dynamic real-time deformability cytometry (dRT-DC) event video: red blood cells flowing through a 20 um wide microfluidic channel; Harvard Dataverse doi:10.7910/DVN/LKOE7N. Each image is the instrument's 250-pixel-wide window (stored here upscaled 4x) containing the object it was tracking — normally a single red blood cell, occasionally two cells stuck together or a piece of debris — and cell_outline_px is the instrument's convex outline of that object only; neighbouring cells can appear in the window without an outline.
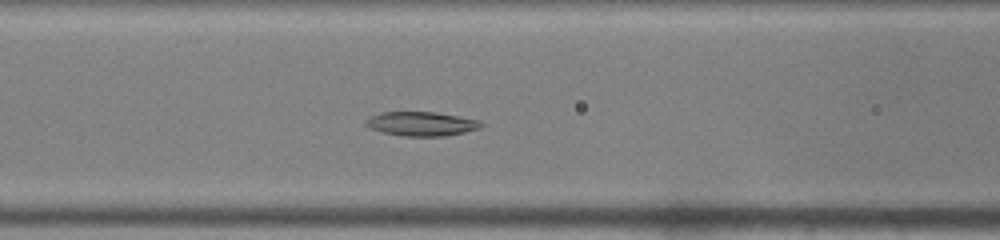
{"species": "common noctule bat (a hibernating species)", "species_latin": "Nyctalus noctula", "temperature_condition": "warm", "stored_images_in_passage": 40, "camera_frame_rate_fps": 3000, "um_per_image_px": 0.085, "animal": {"sex": "male", "body_mass_g": 19.0, "forearm_length_mm": 50.8}, "frame": {"image": 1, "passage_image": 15, "time_ms": 4.667, "image_size_px": [1000, 240], "cell_outline_px": [[484, 124], [480, 128], [464, 132], [444, 136], [404, 136], [384, 132], [368, 128], [364, 124], [364, 120], [380, 112], [432, 112], [480, 120]], "centroid_in_image_um": [35.79, 10.52], "position_along_channel_um": 130.8, "area_um2": 16.13}}
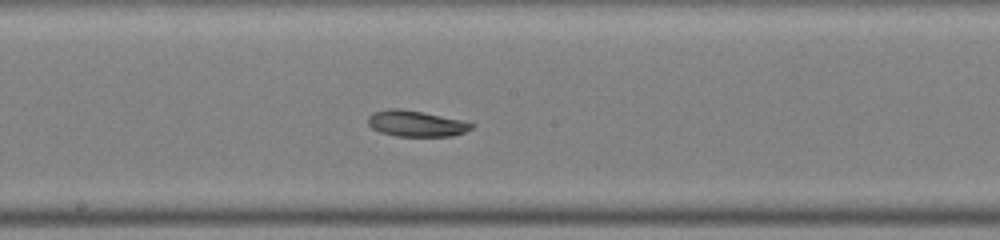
{"frame": {"image": 2, "passage_image": 21, "time_ms": 6.667, "image_size_px": [1000, 240], "cell_outline_px": [[476, 124], [472, 128], [464, 132], [452, 136], [396, 136], [380, 132], [372, 128], [368, 124], [368, 116], [372, 112], [388, 108], [400, 108], [460, 120]], "centroid_in_image_um": [35.32, 10.5], "position_along_channel_um": 212.9, "area_um2": 15.55}}
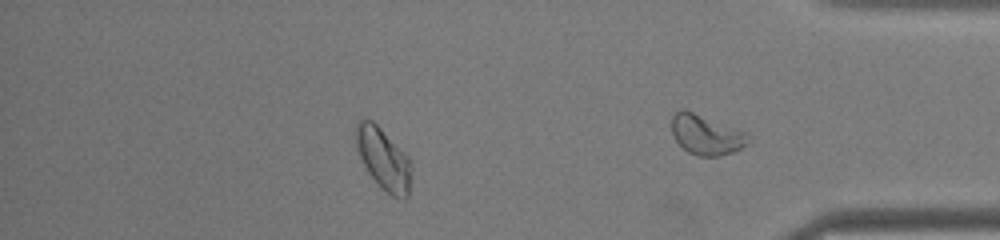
{"frame": {"image": 3, "passage_image": 33, "time_ms": 10.667, "image_size_px": [1000, 240], "cell_outline_px": [[408, 196], [404, 200], [392, 196], [380, 188], [368, 172], [356, 148], [356, 124], [360, 120], [372, 120], [408, 156]], "centroid_in_image_um": [32.54, 13.52], "position_along_channel_um": 402.7, "area_um2": 19.19}, "authors_computed_cell_mechanics": {"area_um2": 17.629, "velocity_mm_per_s": 4.1122, "shape_relaxation_time_tau1_ms": null, "shape_relaxation_time_tau2_ms": 8.3441, "deformation_change_tau1": null, "deformation_change_tau2": 0.1787}}